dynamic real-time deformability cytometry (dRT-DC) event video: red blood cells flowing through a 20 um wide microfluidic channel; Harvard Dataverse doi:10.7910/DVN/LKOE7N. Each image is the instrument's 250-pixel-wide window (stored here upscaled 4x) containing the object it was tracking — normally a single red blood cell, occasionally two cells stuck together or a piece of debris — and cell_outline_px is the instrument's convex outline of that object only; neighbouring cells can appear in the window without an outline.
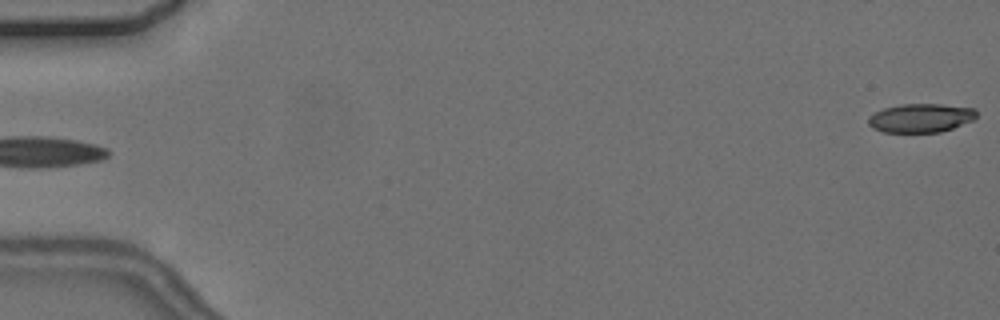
{"species": "common noctule bat (a hibernating species)", "species_latin": "Nyctalus noctula", "temperature_condition": "cold", "stored_images_in_passage": 5, "camera_frame_rate_fps": 3000, "um_per_image_px": 0.085, "animal": {"sex": "female", "body_mass_g": 24.6, "forearm_length_mm": 56.2}, "frame": {"image": 1, "passage_image": 5, "time_ms": 5.667, "image_size_px": [1000, 320], "cell_outline_px": [[976, 116], [972, 120], [952, 128], [940, 132], [884, 132], [872, 128], [868, 124], [868, 116], [884, 108], [900, 104], [940, 104], [976, 108]], "centroid_in_image_um": [78.24, 10.02], "position_along_channel_um": 6.8, "area_um2": 18.09}}